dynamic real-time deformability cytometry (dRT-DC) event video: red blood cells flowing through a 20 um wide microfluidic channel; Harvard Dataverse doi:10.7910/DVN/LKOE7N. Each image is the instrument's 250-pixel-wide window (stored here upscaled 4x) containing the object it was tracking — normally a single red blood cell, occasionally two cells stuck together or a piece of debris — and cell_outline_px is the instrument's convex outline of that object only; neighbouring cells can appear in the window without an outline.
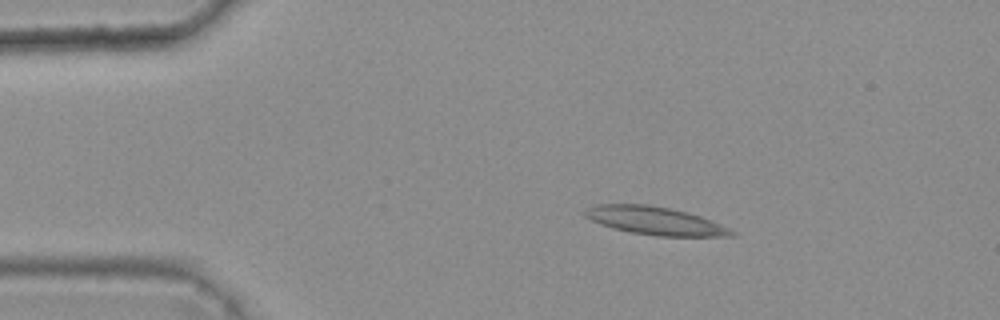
{"species": "common noctule bat (a hibernating species)", "species_latin": "Nyctalus noctula", "temperature_condition": "warm", "stored_images_in_passage": 5, "camera_frame_rate_fps": 3000, "um_per_image_px": 0.085, "animal": {"sex": "female", "body_mass_g": 25.1}, "frame": {"image": 1, "passage_image": 2, "time_ms": 0.333, "image_size_px": [1000, 320], "cell_outline_px": [[736, 236], [656, 236], [632, 232], [612, 228], [600, 224], [584, 216], [584, 212], [592, 204], [648, 204], [688, 212], [712, 220], [732, 228], [736, 232]], "centroid_in_image_um": [55.72, 18.76], "position_along_channel_um": 29.3, "area_um2": 24.1}}
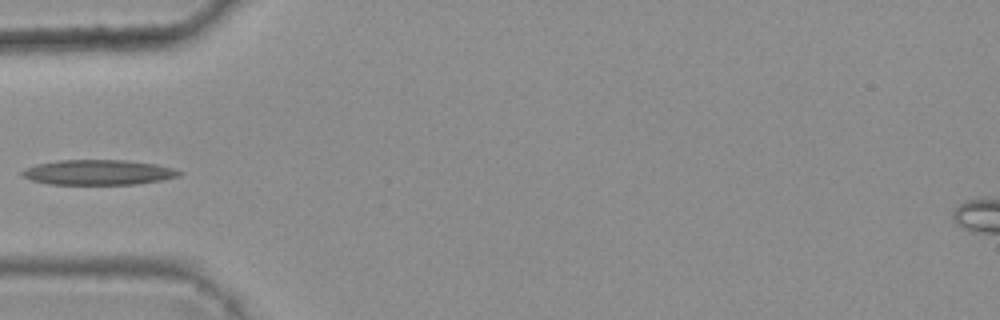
{"frame": {"image": 2, "passage_image": 4, "time_ms": 1.0, "image_size_px": [1000, 320], "cell_outline_px": [[184, 172], [180, 176], [160, 180], [136, 184], [48, 184], [32, 180], [24, 176], [20, 172], [36, 164], [60, 160], [124, 160], [156, 164], [172, 168]], "centroid_in_image_um": [8.38, 14.65], "position_along_channel_um": 76.6, "area_um2": 22.77}}
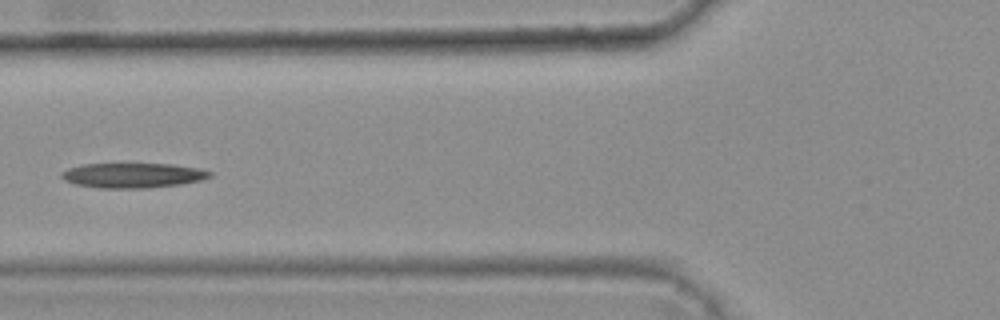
{"frame": {"image": 3, "passage_image": 5, "time_ms": 1.333, "image_size_px": [1000, 320], "cell_outline_px": [[212, 176], [200, 180], [180, 184], [148, 188], [100, 188], [76, 184], [64, 180], [60, 176], [60, 172], [68, 168], [80, 164], [168, 164], [200, 168], [212, 172]], "centroid_in_image_um": [11.26, 14.9], "position_along_channel_um": 114.5, "area_um2": 21.5}}